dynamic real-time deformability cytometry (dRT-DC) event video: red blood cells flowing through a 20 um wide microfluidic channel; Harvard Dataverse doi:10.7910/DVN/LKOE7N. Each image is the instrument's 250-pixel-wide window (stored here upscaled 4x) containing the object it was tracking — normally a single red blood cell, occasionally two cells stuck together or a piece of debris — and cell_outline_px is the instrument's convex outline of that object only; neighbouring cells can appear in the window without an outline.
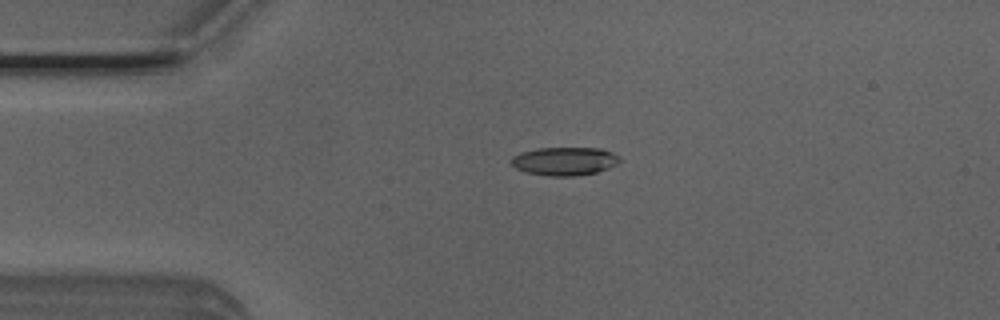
{"species": "Egyptian fruit bat (a non-hibernating species)", "species_latin": "Rousettus aegyptiacus", "temperature_condition": "room temperature", "stored_images_in_passage": 34, "camera_frame_rate_fps": 3000, "um_per_image_px": 0.085, "animal": {"sex": "male"}, "frame": {"image": 1, "passage_image": 1, "time_ms": 0.0, "image_size_px": [1000, 320], "cell_outline_px": [[620, 160], [616, 164], [608, 168], [596, 172], [576, 176], [548, 176], [524, 172], [516, 168], [508, 160], [512, 156], [520, 152], [540, 148], [600, 148], [612, 152], [620, 156]], "centroid_in_image_um": [47.95, 13.7], "position_along_channel_um": 37.0, "area_um2": 18.03}}
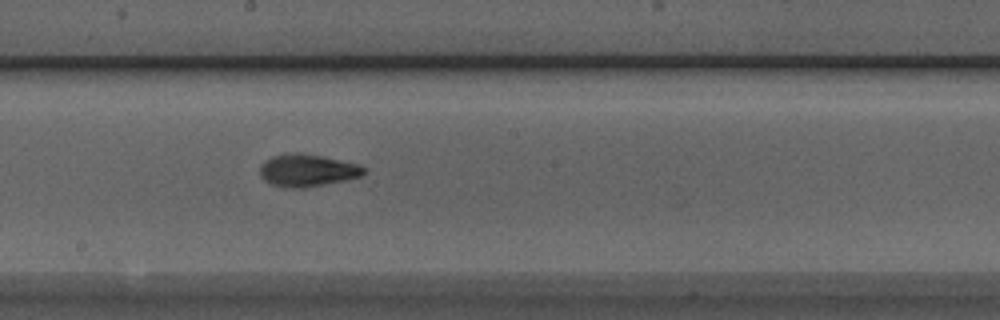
{"frame": {"image": 2, "passage_image": 17, "time_ms": 5.333, "image_size_px": [1000, 320], "cell_outline_px": [[364, 172], [360, 176], [348, 180], [304, 188], [292, 188], [272, 184], [264, 180], [260, 176], [260, 164], [264, 160], [272, 156], [284, 152], [300, 152], [360, 164], [364, 168]], "centroid_in_image_um": [26.08, 14.47], "position_along_channel_um": 222.1, "area_um2": 19.77}}
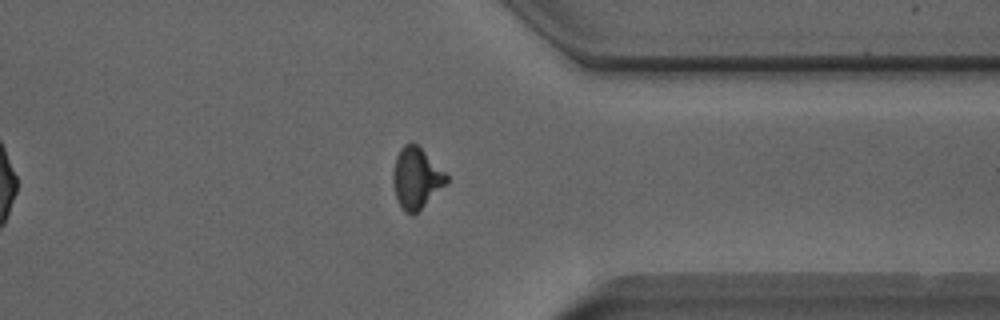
{"frame": {"image": 3, "passage_image": 29, "time_ms": 9.333, "image_size_px": [1000, 320], "cell_outline_px": [[448, 184], [412, 216], [404, 212], [400, 208], [392, 184], [392, 172], [396, 156], [400, 148], [404, 144], [412, 140], [448, 176]], "centroid_in_image_um": [35.36, 15.16], "position_along_channel_um": 376.0, "area_um2": 19.13}, "authors_computed_cell_mechanics": {"area_um2": 18.6116, "velocity_mm_per_s": 4.0242, "shape_relaxation_time_tau1_ms": 3.7667, "shape_relaxation_time_tau2_ms": 1.4094, "deformation_change_tau1": 0.1856, "deformation_change_tau2": 0.0795}}